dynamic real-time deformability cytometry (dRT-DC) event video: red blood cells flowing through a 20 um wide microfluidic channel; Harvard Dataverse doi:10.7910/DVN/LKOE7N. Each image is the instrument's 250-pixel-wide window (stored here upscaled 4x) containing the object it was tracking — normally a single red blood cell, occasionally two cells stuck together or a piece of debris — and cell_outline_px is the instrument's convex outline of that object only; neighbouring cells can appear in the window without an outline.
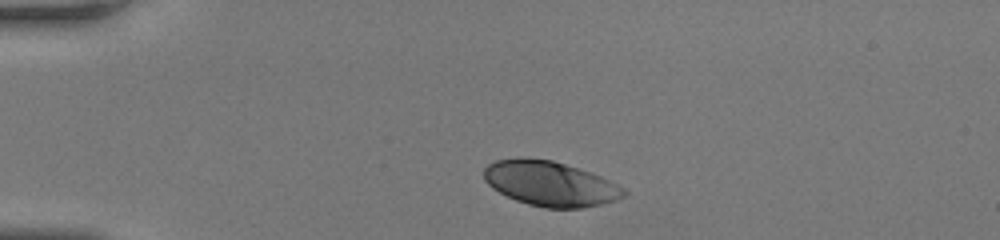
{"species": "human", "species_latin": "Homo sapiens", "temperature_condition": "room temperature", "stored_images_in_passage": 33, "camera_frame_rate_fps": 3000, "um_per_image_px": 0.085, "donor": {"sex": "female"}, "frame": {"image": 1, "passage_image": 1, "time_ms": 0.0, "image_size_px": [1000, 240], "cell_outline_px": [[628, 192], [624, 196], [616, 200], [600, 204], [580, 208], [544, 208], [528, 204], [516, 200], [492, 188], [484, 180], [484, 168], [488, 164], [496, 160], [516, 156], [528, 156], [552, 160], [600, 176], [624, 188]], "centroid_in_image_um": [46.72, 15.59], "position_along_channel_um": 38.3, "area_um2": 36.65}}
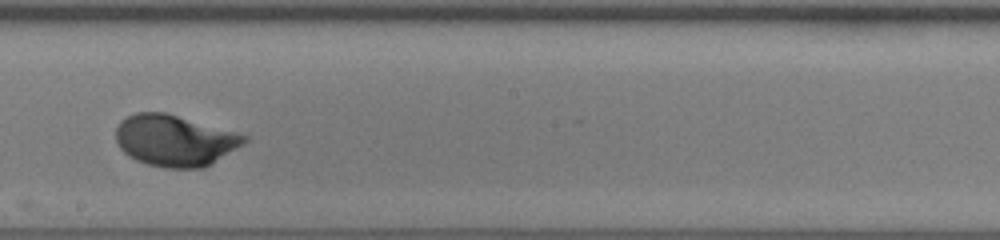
{"frame": {"image": 2, "passage_image": 19, "time_ms": 6.0, "image_size_px": [1000, 240], "cell_outline_px": [[248, 140], [204, 168], [164, 168], [148, 164], [136, 160], [128, 156], [120, 148], [116, 140], [116, 128], [120, 120], [136, 112], [164, 112], [236, 132], [248, 136]], "centroid_in_image_um": [14.81, 11.94], "position_along_channel_um": 233.4, "area_um2": 38.09}}
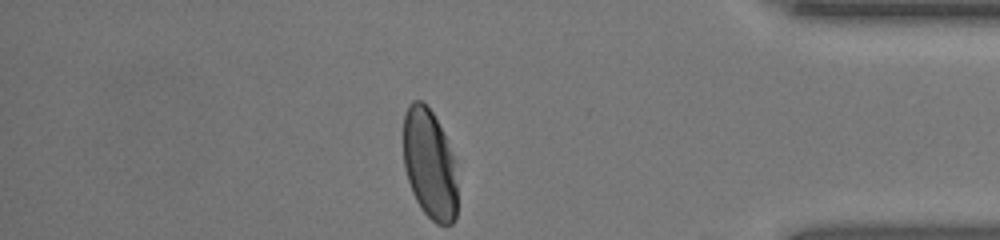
{"frame": {"image": 3, "passage_image": 33, "time_ms": 10.667, "image_size_px": [1000, 240], "cell_outline_px": [[456, 220], [452, 224], [436, 224], [424, 212], [416, 200], [412, 192], [404, 168], [404, 116], [408, 104], [412, 100], [420, 100], [432, 112], [456, 160]], "centroid_in_image_um": [36.51, 13.97], "position_along_channel_um": 398.7, "area_um2": 34.51}, "authors_computed_cell_mechanics": {"area_um2": 37.3966, "velocity_mm_per_s": 4.1145, "shape_relaxation_time_tau1_ms": 2.2832, "shape_relaxation_time_tau2_ms": null, "deformation_change_tau1": 0.1595, "deformation_change_tau2": null}}